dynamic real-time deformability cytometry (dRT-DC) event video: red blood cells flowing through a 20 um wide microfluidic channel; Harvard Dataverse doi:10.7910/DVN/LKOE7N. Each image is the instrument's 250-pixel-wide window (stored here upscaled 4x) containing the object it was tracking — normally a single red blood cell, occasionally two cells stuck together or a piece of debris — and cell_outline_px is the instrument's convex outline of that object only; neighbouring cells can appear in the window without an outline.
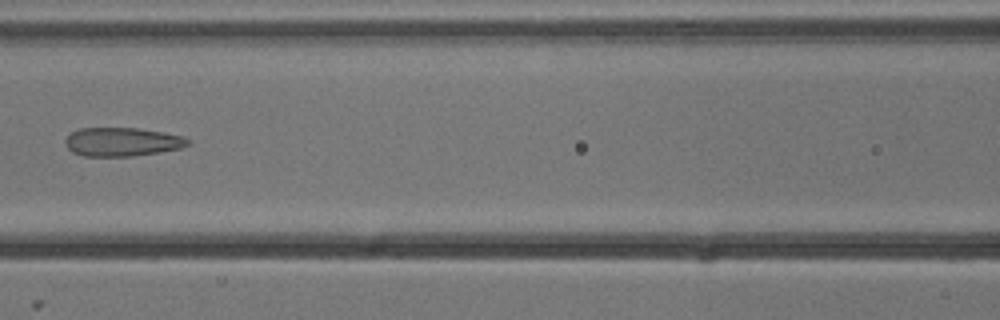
{"species": "common noctule bat (a hibernating species)", "species_latin": "Nyctalus noctula", "temperature_condition": "cold", "stored_images_in_passage": 5, "camera_frame_rate_fps": 3000, "um_per_image_px": 0.085, "animal": {"sex": "male", "body_mass_g": 13.3}, "frame": {"image": 1, "passage_image": 5, "time_ms": 1.333, "image_size_px": [1000, 320], "cell_outline_px": [[188, 144], [180, 148], [160, 152], [132, 156], [84, 156], [72, 152], [64, 144], [64, 140], [72, 132], [80, 128], [136, 128], [164, 132], [184, 136], [188, 140]], "centroid_in_image_um": [10.35, 12.06], "position_along_channel_um": 156.2, "area_um2": 20.46}}